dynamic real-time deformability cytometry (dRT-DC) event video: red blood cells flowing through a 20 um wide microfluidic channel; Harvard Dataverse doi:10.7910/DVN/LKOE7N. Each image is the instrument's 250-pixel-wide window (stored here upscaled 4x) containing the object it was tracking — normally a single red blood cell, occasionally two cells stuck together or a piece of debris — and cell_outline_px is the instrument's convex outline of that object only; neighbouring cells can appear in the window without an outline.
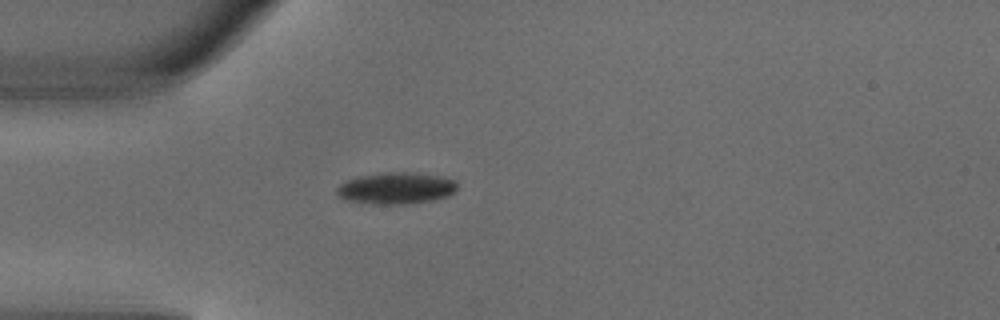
{"species": "common noctule bat (a hibernating species)", "species_latin": "Nyctalus noctula", "temperature_condition": "warm", "stored_images_in_passage": 1, "camera_frame_rate_fps": 3000, "um_per_image_px": 0.085, "animal": {"sex": "male", "body_mass_g": 18.8}, "frame": {"image": 1, "passage_image": 1, "time_ms": 0.0, "image_size_px": [1000, 320], "cell_outline_px": [[456, 188], [448, 196], [432, 200], [408, 204], [376, 204], [344, 200], [336, 192], [336, 188], [344, 180], [360, 176], [388, 172], [416, 172], [444, 176], [456, 180]], "centroid_in_image_um": [33.67, 15.98], "position_along_channel_um": 51.3, "area_um2": 22.37}}